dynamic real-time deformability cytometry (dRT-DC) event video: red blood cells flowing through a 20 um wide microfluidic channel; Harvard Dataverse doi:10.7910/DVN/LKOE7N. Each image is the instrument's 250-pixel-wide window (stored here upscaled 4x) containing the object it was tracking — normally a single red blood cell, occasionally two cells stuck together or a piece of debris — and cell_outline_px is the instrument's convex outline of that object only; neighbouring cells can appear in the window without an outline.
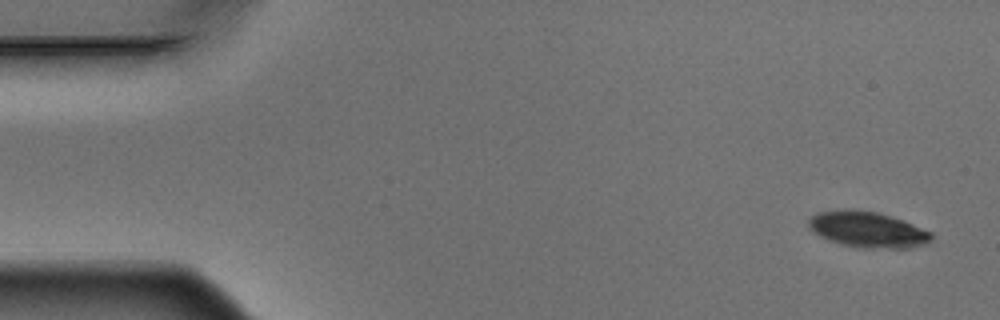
{"species": "Egyptian fruit bat (a non-hibernating species)", "species_latin": "Rousettus aegyptiacus", "temperature_condition": "warm", "stored_images_in_passage": 4, "camera_frame_rate_fps": 3000, "um_per_image_px": 0.085, "animal": {"sex": "male"}, "frame": {"image": 1, "passage_image": 1, "time_ms": 0.0, "image_size_px": [1000, 320], "cell_outline_px": [[932, 240], [928, 244], [904, 248], [856, 248], [840, 244], [828, 240], [812, 232], [808, 228], [808, 220], [816, 212], [848, 208], [876, 212], [892, 216], [904, 220], [932, 232]], "centroid_in_image_um": [73.73, 19.51], "position_along_channel_um": 11.3, "area_um2": 26.13}}
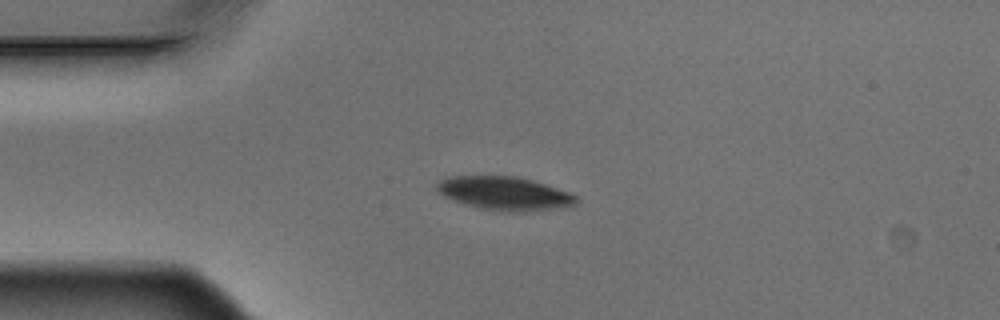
{"frame": {"image": 2, "passage_image": 4, "time_ms": 1.0, "image_size_px": [1000, 320], "cell_outline_px": [[576, 204], [524, 212], [504, 212], [480, 208], [464, 204], [452, 200], [444, 196], [436, 188], [436, 184], [444, 176], [516, 176], [532, 180], [568, 192], [576, 196]], "centroid_in_image_um": [42.81, 16.43], "position_along_channel_um": 42.2, "area_um2": 26.93}}